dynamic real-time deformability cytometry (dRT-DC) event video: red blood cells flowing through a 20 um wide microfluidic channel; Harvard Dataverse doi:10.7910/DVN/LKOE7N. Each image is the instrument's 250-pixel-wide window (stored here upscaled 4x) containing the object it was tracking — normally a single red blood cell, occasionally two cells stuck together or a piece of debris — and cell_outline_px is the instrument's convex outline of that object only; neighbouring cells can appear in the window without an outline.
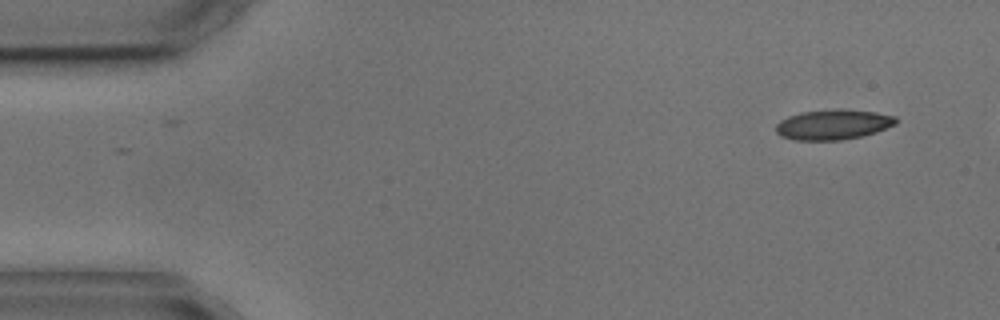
{"species": "common noctule bat (a hibernating species)", "species_latin": "Nyctalus noctula", "temperature_condition": "cold", "stored_images_in_passage": 3, "camera_frame_rate_fps": 3000, "um_per_image_px": 0.085, "animal": {"sex": "male", "body_mass_g": 17.9, "forearm_length_mm": 54.2}, "frame": {"image": 1, "passage_image": 3, "time_ms": 2.333, "image_size_px": [1000, 320], "cell_outline_px": [[900, 120], [896, 124], [876, 132], [860, 136], [840, 140], [792, 140], [780, 136], [776, 132], [776, 124], [780, 120], [788, 116], [800, 112], [840, 108], [876, 112], [896, 116]], "centroid_in_image_um": [70.82, 10.57], "position_along_channel_um": 14.2, "area_um2": 21.33}}